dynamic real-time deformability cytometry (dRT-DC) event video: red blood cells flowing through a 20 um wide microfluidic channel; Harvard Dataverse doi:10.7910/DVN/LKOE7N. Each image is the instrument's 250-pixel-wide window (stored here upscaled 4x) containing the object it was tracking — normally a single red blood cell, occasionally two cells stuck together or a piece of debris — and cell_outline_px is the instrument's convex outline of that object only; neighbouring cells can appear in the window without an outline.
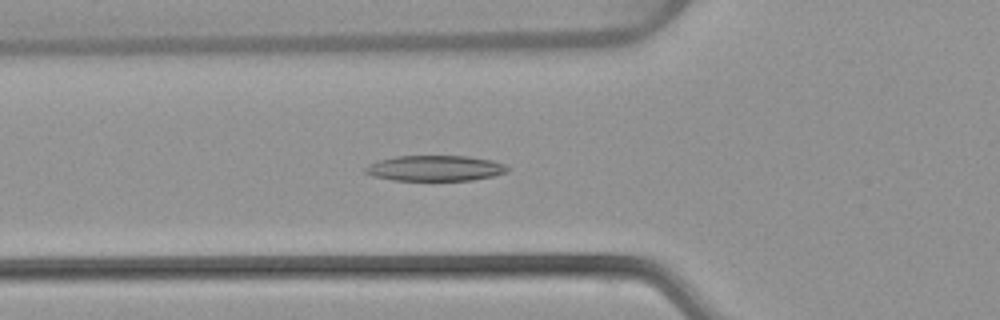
{"species": "common noctule bat (a hibernating species)", "species_latin": "Nyctalus noctula", "temperature_condition": "warm", "stored_images_in_passage": 45, "camera_frame_rate_fps": 3000, "um_per_image_px": 0.085, "animal": {"sex": "female", "body_mass_g": 22.7, "forearm_length_mm": 54.2}, "frame": {"image": 1, "passage_image": 16, "time_ms": 5.0, "image_size_px": [1000, 320], "cell_outline_px": [[508, 172], [492, 176], [472, 180], [392, 180], [372, 176], [364, 172], [364, 168], [368, 164], [376, 160], [396, 156], [468, 156], [492, 160], [504, 164], [508, 168]], "centroid_in_image_um": [36.94, 14.29], "position_along_channel_um": 88.9, "area_um2": 21.27}}
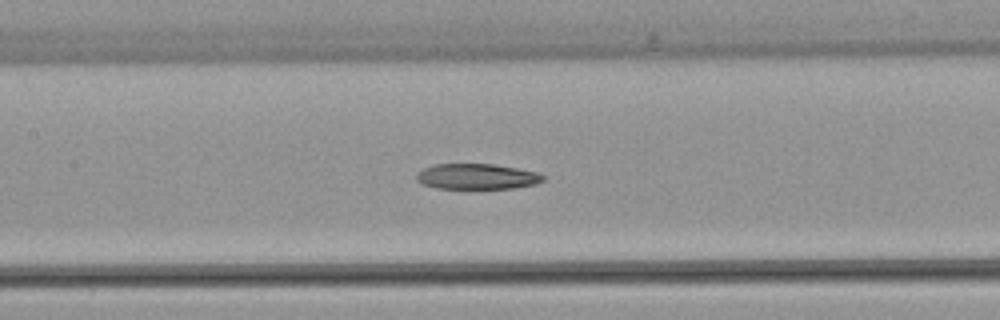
{"frame": {"image": 2, "passage_image": 22, "time_ms": 7.0, "image_size_px": [1000, 320], "cell_outline_px": [[544, 180], [536, 184], [516, 188], [436, 188], [424, 184], [416, 180], [416, 176], [424, 168], [436, 164], [492, 164], [516, 168], [536, 172], [544, 176]], "centroid_in_image_um": [40.56, 15.0], "position_along_channel_um": 166.8, "area_um2": 18.61}}
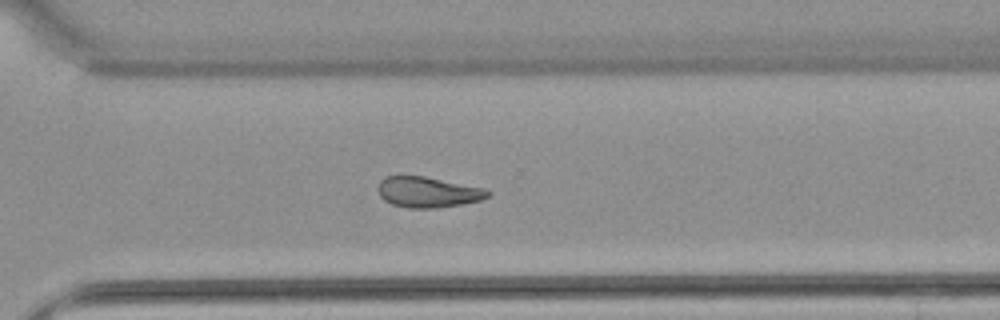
{"frame": {"image": 3, "passage_image": 35, "time_ms": 11.333, "image_size_px": [1000, 320], "cell_outline_px": [[492, 192], [488, 196], [480, 200], [460, 204], [436, 208], [408, 208], [392, 204], [384, 200], [380, 196], [376, 188], [380, 180], [384, 176], [424, 176], [488, 188]], "centroid_in_image_um": [36.37, 16.32], "position_along_channel_um": 334.2, "area_um2": 19.83}, "authors_computed_cell_mechanics": {"area_um2": 20.9236, "velocity_mm_per_s": 3.8736, "shape_relaxation_time_tau1_ms": null, "shape_relaxation_time_tau2_ms": 9.249, "deformation_change_tau1": null, "deformation_change_tau2": 0.2054}}